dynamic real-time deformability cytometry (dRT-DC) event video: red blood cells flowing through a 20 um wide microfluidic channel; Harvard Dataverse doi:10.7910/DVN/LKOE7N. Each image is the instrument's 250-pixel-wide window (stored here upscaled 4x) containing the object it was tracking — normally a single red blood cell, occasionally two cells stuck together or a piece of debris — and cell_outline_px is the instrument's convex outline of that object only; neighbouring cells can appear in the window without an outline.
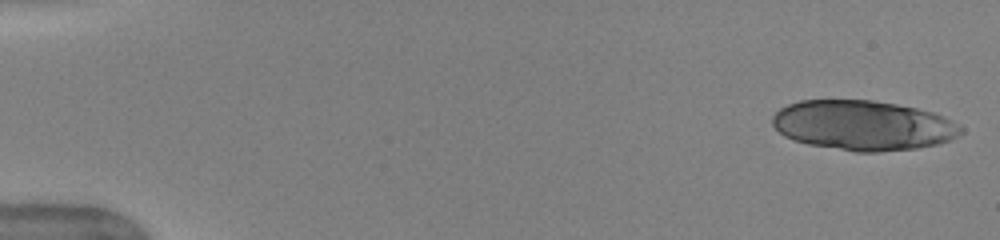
{"species": "human", "species_latin": "Homo sapiens", "temperature_condition": "warm", "stored_images_in_passage": 17, "camera_frame_rate_fps": 3000, "um_per_image_px": 0.085, "donor": {"sex": "female"}, "frame": {"image": 1, "passage_image": 1, "time_ms": 0.0, "image_size_px": [1000, 240], "cell_outline_px": [[964, 132], [940, 144], [916, 148], [876, 152], [856, 152], [808, 144], [784, 136], [772, 124], [772, 116], [780, 108], [788, 104], [800, 100], [872, 100], [896, 104], [916, 108], [932, 112], [944, 116], [952, 120], [964, 128]], "centroid_in_image_um": [73.37, 10.65], "position_along_channel_um": 11.6, "area_um2": 54.79}}